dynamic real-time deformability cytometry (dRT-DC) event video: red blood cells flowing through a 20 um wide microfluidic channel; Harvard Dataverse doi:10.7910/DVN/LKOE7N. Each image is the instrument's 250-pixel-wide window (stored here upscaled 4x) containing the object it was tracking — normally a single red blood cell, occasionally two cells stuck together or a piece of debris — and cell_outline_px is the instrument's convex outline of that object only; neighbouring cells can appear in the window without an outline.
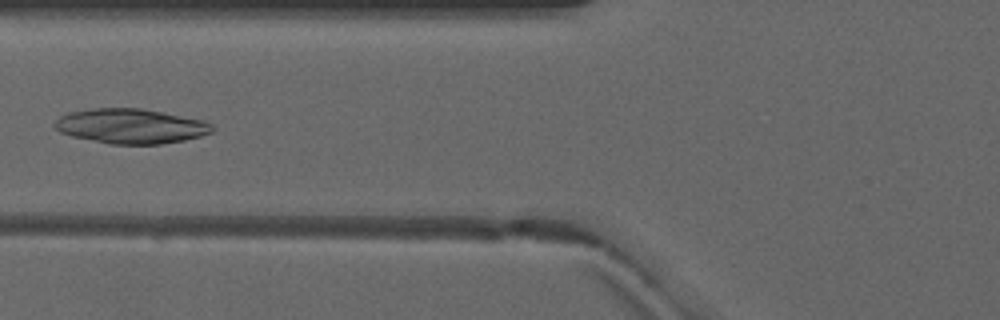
{"species": "common noctule bat (a hibernating species)", "species_latin": "Nyctalus noctula", "temperature_condition": "warm", "stored_images_in_passage": 2, "camera_frame_rate_fps": 3000, "um_per_image_px": 0.085, "animal": {"sex": "male", "forearm_length_mm": 52.5}, "frame": {"image": 1, "passage_image": 2, "time_ms": 1.0, "image_size_px": [1000, 320], "cell_outline_px": [[216, 128], [212, 132], [200, 136], [184, 140], [160, 144], [108, 144], [72, 136], [60, 132], [52, 124], [60, 116], [68, 112], [96, 108], [140, 108], [204, 120], [212, 124]], "centroid_in_image_um": [11.12, 10.72], "position_along_channel_um": 114.7, "area_um2": 31.96}}